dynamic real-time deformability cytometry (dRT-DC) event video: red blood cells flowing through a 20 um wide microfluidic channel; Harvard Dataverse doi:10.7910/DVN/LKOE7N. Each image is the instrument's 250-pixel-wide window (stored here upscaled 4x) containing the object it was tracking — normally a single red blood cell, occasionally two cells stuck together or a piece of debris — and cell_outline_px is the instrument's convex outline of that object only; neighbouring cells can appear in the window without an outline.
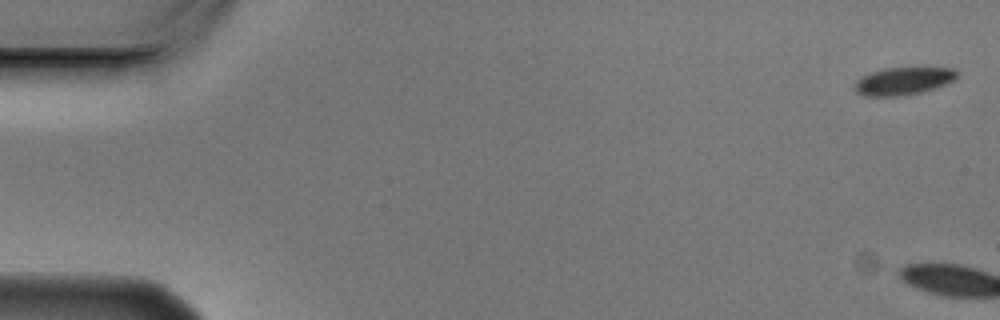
{"species": "Egyptian fruit bat (a non-hibernating species)", "species_latin": "Rousettus aegyptiacus", "temperature_condition": "cold", "stored_images_in_passage": 6, "camera_frame_rate_fps": 3000, "um_per_image_px": 0.085, "animal": {"sex": "male"}, "frame": {"image": 1, "passage_image": 1, "time_ms": 0.0, "image_size_px": [1000, 320], "cell_outline_px": [[956, 76], [948, 84], [920, 92], [896, 96], [864, 96], [856, 92], [852, 88], [856, 80], [860, 76], [884, 68], [912, 64], [920, 64], [956, 68]], "centroid_in_image_um": [76.8, 6.81], "position_along_channel_um": 8.2, "area_um2": 17.57}}